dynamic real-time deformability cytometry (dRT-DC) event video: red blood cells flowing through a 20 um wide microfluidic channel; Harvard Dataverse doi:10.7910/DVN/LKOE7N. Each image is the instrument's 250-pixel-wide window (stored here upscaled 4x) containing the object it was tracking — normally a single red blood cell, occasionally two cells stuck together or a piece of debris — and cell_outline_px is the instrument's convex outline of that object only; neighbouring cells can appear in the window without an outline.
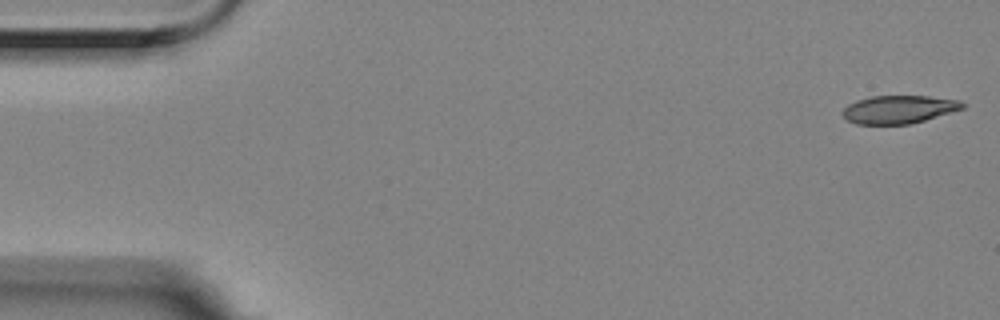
{"species": "Egyptian fruit bat (a non-hibernating species)", "species_latin": "Rousettus aegyptiacus", "temperature_condition": "room temperature", "stored_images_in_passage": 5, "camera_frame_rate_fps": 3000, "um_per_image_px": 0.085, "animal": {"sex": "female"}, "frame": {"image": 1, "passage_image": 1, "time_ms": 0.0, "image_size_px": [1000, 320], "cell_outline_px": [[964, 108], [924, 120], [908, 124], [856, 124], [848, 120], [840, 112], [848, 104], [856, 100], [872, 96], [928, 96], [960, 100], [964, 104]], "centroid_in_image_um": [76.37, 9.29], "position_along_channel_um": 8.6, "area_um2": 19.48}}
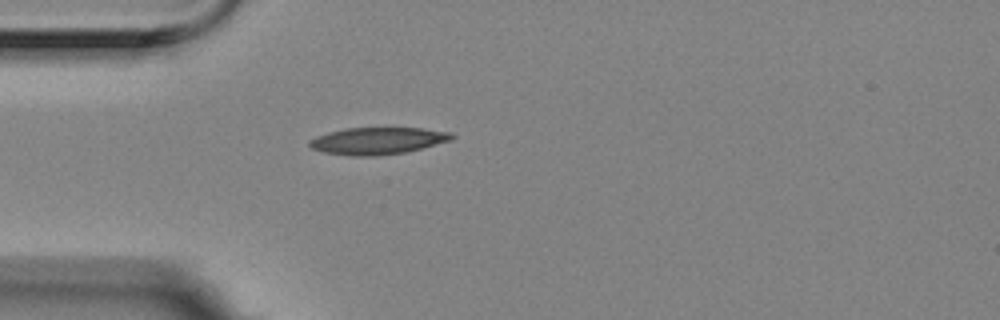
{"frame": {"image": 2, "passage_image": 5, "time_ms": 1.333, "image_size_px": [1000, 320], "cell_outline_px": [[456, 136], [452, 140], [404, 152], [376, 156], [352, 156], [324, 152], [312, 148], [308, 144], [308, 140], [316, 136], [328, 132], [344, 128], [420, 128], [452, 132]], "centroid_in_image_um": [32.09, 11.96], "position_along_channel_um": 52.9, "area_um2": 22.37}}